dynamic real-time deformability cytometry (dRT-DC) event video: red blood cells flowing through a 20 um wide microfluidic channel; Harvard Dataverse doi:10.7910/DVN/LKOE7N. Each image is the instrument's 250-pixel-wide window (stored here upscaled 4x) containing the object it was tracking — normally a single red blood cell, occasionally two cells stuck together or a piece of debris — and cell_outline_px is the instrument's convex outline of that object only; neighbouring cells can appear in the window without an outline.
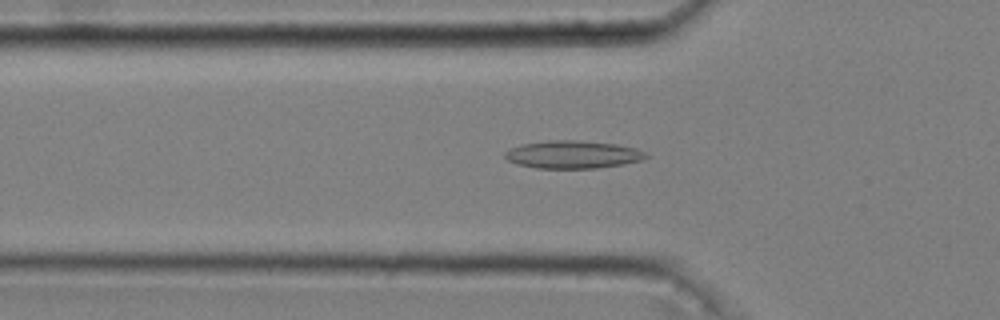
{"species": "common noctule bat (a hibernating species)", "species_latin": "Nyctalus noctula", "temperature_condition": "cold", "stored_images_in_passage": 53, "camera_frame_rate_fps": 3000, "um_per_image_px": 0.085, "animal": {"sex": "male", "body_mass_g": 20.4}, "frame": {"image": 1, "passage_image": 18, "time_ms": 5.667, "image_size_px": [1000, 320], "cell_outline_px": [[648, 156], [640, 160], [624, 164], [596, 168], [536, 168], [516, 164], [508, 160], [504, 156], [504, 152], [508, 148], [520, 144], [548, 140], [580, 140], [616, 144], [636, 148], [644, 152]], "centroid_in_image_um": [48.63, 13.13], "position_along_channel_um": 77.2, "area_um2": 22.95}}
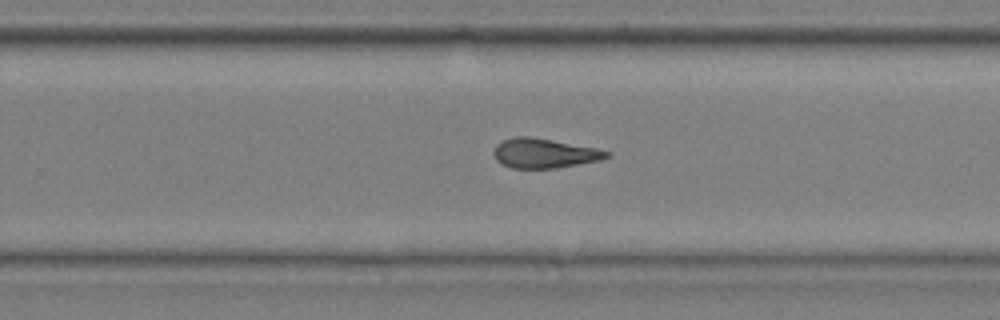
{"frame": {"image": 2, "passage_image": 35, "time_ms": 11.333, "image_size_px": [1000, 320], "cell_outline_px": [[612, 156], [600, 160], [556, 168], [512, 168], [500, 164], [496, 160], [492, 152], [496, 144], [504, 140], [516, 136], [528, 136], [552, 140], [596, 148], [612, 152]], "centroid_in_image_um": [46.25, 13.03], "position_along_channel_um": 283.5, "area_um2": 19.54}}
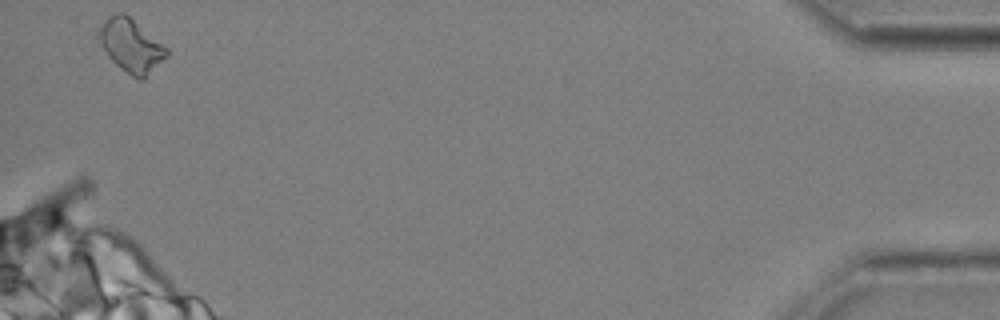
{"frame": {"image": 3, "passage_image": 52, "time_ms": 17.0, "image_size_px": [1000, 320], "cell_outline_px": [[168, 56], [144, 80], [140, 80], [132, 76], [120, 68], [108, 56], [100, 44], [100, 28], [108, 16], [116, 12], [124, 12], [168, 48]], "centroid_in_image_um": [11.17, 3.9], "position_along_channel_um": 424.0, "area_um2": 20.81}, "authors_computed_cell_mechanics": {"area_um2": 19.9988, "velocity_mm_per_s": 3.6437, "shape_relaxation_time_tau1_ms": null, "shape_relaxation_time_tau2_ms": 3.7128, "deformation_change_tau1": null, "deformation_change_tau2": 0.1289}}